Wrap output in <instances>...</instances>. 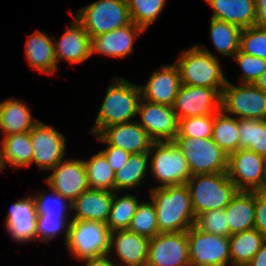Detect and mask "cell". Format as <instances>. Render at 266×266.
Returning a JSON list of instances; mask_svg holds the SVG:
<instances>
[{"mask_svg":"<svg viewBox=\"0 0 266 266\" xmlns=\"http://www.w3.org/2000/svg\"><path fill=\"white\" fill-rule=\"evenodd\" d=\"M74 17L90 38L131 23L127 0H98L77 10Z\"/></svg>","mask_w":266,"mask_h":266,"instance_id":"obj_7","label":"cell"},{"mask_svg":"<svg viewBox=\"0 0 266 266\" xmlns=\"http://www.w3.org/2000/svg\"><path fill=\"white\" fill-rule=\"evenodd\" d=\"M266 239L255 229L245 230L229 236L231 266H246Z\"/></svg>","mask_w":266,"mask_h":266,"instance_id":"obj_28","label":"cell"},{"mask_svg":"<svg viewBox=\"0 0 266 266\" xmlns=\"http://www.w3.org/2000/svg\"><path fill=\"white\" fill-rule=\"evenodd\" d=\"M37 211L32 196H27L11 205L5 220L6 230L21 243L36 239Z\"/></svg>","mask_w":266,"mask_h":266,"instance_id":"obj_21","label":"cell"},{"mask_svg":"<svg viewBox=\"0 0 266 266\" xmlns=\"http://www.w3.org/2000/svg\"><path fill=\"white\" fill-rule=\"evenodd\" d=\"M167 0H127L131 22L145 31L161 14Z\"/></svg>","mask_w":266,"mask_h":266,"instance_id":"obj_36","label":"cell"},{"mask_svg":"<svg viewBox=\"0 0 266 266\" xmlns=\"http://www.w3.org/2000/svg\"><path fill=\"white\" fill-rule=\"evenodd\" d=\"M213 9L211 18L245 29L256 25V0H206Z\"/></svg>","mask_w":266,"mask_h":266,"instance_id":"obj_24","label":"cell"},{"mask_svg":"<svg viewBox=\"0 0 266 266\" xmlns=\"http://www.w3.org/2000/svg\"><path fill=\"white\" fill-rule=\"evenodd\" d=\"M72 20L59 42L53 37L56 42L54 43L56 64L64 59L71 64H78L87 61L91 56L89 34L74 16Z\"/></svg>","mask_w":266,"mask_h":266,"instance_id":"obj_20","label":"cell"},{"mask_svg":"<svg viewBox=\"0 0 266 266\" xmlns=\"http://www.w3.org/2000/svg\"><path fill=\"white\" fill-rule=\"evenodd\" d=\"M67 216H37L36 218V240L44 241L46 245L49 244V240H53L57 234L64 232V242L66 243L69 235V227L71 219L68 221ZM66 227V228H65ZM65 229V231H64Z\"/></svg>","mask_w":266,"mask_h":266,"instance_id":"obj_39","label":"cell"},{"mask_svg":"<svg viewBox=\"0 0 266 266\" xmlns=\"http://www.w3.org/2000/svg\"><path fill=\"white\" fill-rule=\"evenodd\" d=\"M109 254H104L96 257H88L80 261L85 263V266H116L108 257Z\"/></svg>","mask_w":266,"mask_h":266,"instance_id":"obj_46","label":"cell"},{"mask_svg":"<svg viewBox=\"0 0 266 266\" xmlns=\"http://www.w3.org/2000/svg\"><path fill=\"white\" fill-rule=\"evenodd\" d=\"M143 32L142 27L131 22L113 31L91 38V56L94 53L109 57L125 58L133 52L135 39Z\"/></svg>","mask_w":266,"mask_h":266,"instance_id":"obj_19","label":"cell"},{"mask_svg":"<svg viewBox=\"0 0 266 266\" xmlns=\"http://www.w3.org/2000/svg\"><path fill=\"white\" fill-rule=\"evenodd\" d=\"M257 20L256 26L266 27V0H256Z\"/></svg>","mask_w":266,"mask_h":266,"instance_id":"obj_47","label":"cell"},{"mask_svg":"<svg viewBox=\"0 0 266 266\" xmlns=\"http://www.w3.org/2000/svg\"><path fill=\"white\" fill-rule=\"evenodd\" d=\"M172 107L178 120L215 114L221 109V94L214 88L181 84Z\"/></svg>","mask_w":266,"mask_h":266,"instance_id":"obj_13","label":"cell"},{"mask_svg":"<svg viewBox=\"0 0 266 266\" xmlns=\"http://www.w3.org/2000/svg\"><path fill=\"white\" fill-rule=\"evenodd\" d=\"M128 230L148 239L159 233L156 209L152 200L139 203Z\"/></svg>","mask_w":266,"mask_h":266,"instance_id":"obj_37","label":"cell"},{"mask_svg":"<svg viewBox=\"0 0 266 266\" xmlns=\"http://www.w3.org/2000/svg\"><path fill=\"white\" fill-rule=\"evenodd\" d=\"M225 212L230 235L254 228L255 191H238Z\"/></svg>","mask_w":266,"mask_h":266,"instance_id":"obj_26","label":"cell"},{"mask_svg":"<svg viewBox=\"0 0 266 266\" xmlns=\"http://www.w3.org/2000/svg\"><path fill=\"white\" fill-rule=\"evenodd\" d=\"M113 197V191L89 188L71 203V210H75L71 220L107 223Z\"/></svg>","mask_w":266,"mask_h":266,"instance_id":"obj_23","label":"cell"},{"mask_svg":"<svg viewBox=\"0 0 266 266\" xmlns=\"http://www.w3.org/2000/svg\"><path fill=\"white\" fill-rule=\"evenodd\" d=\"M139 86L141 99L172 107L181 86L179 68L176 64L161 66Z\"/></svg>","mask_w":266,"mask_h":266,"instance_id":"obj_18","label":"cell"},{"mask_svg":"<svg viewBox=\"0 0 266 266\" xmlns=\"http://www.w3.org/2000/svg\"><path fill=\"white\" fill-rule=\"evenodd\" d=\"M211 138L227 155L239 150V119L220 109L214 114Z\"/></svg>","mask_w":266,"mask_h":266,"instance_id":"obj_29","label":"cell"},{"mask_svg":"<svg viewBox=\"0 0 266 266\" xmlns=\"http://www.w3.org/2000/svg\"><path fill=\"white\" fill-rule=\"evenodd\" d=\"M51 171L53 173L45 182L70 203L89 189L85 164L81 159H63Z\"/></svg>","mask_w":266,"mask_h":266,"instance_id":"obj_16","label":"cell"},{"mask_svg":"<svg viewBox=\"0 0 266 266\" xmlns=\"http://www.w3.org/2000/svg\"><path fill=\"white\" fill-rule=\"evenodd\" d=\"M146 266H191L187 231L158 233L150 239Z\"/></svg>","mask_w":266,"mask_h":266,"instance_id":"obj_12","label":"cell"},{"mask_svg":"<svg viewBox=\"0 0 266 266\" xmlns=\"http://www.w3.org/2000/svg\"><path fill=\"white\" fill-rule=\"evenodd\" d=\"M227 174L239 191H261L266 184V158L248 149L232 152Z\"/></svg>","mask_w":266,"mask_h":266,"instance_id":"obj_11","label":"cell"},{"mask_svg":"<svg viewBox=\"0 0 266 266\" xmlns=\"http://www.w3.org/2000/svg\"><path fill=\"white\" fill-rule=\"evenodd\" d=\"M261 192L266 196V184L264 185L263 189L261 190Z\"/></svg>","mask_w":266,"mask_h":266,"instance_id":"obj_51","label":"cell"},{"mask_svg":"<svg viewBox=\"0 0 266 266\" xmlns=\"http://www.w3.org/2000/svg\"><path fill=\"white\" fill-rule=\"evenodd\" d=\"M139 203L140 201L137 200V197L131 193L118 196L117 191H115L111 203L109 218L106 223L110 232L128 230Z\"/></svg>","mask_w":266,"mask_h":266,"instance_id":"obj_34","label":"cell"},{"mask_svg":"<svg viewBox=\"0 0 266 266\" xmlns=\"http://www.w3.org/2000/svg\"><path fill=\"white\" fill-rule=\"evenodd\" d=\"M221 109L238 119L266 120V93L254 84L236 86L227 79L221 94Z\"/></svg>","mask_w":266,"mask_h":266,"instance_id":"obj_9","label":"cell"},{"mask_svg":"<svg viewBox=\"0 0 266 266\" xmlns=\"http://www.w3.org/2000/svg\"><path fill=\"white\" fill-rule=\"evenodd\" d=\"M0 172L6 167V162L4 159V152H3V145L2 142L0 143Z\"/></svg>","mask_w":266,"mask_h":266,"instance_id":"obj_50","label":"cell"},{"mask_svg":"<svg viewBox=\"0 0 266 266\" xmlns=\"http://www.w3.org/2000/svg\"><path fill=\"white\" fill-rule=\"evenodd\" d=\"M240 50L266 60V27L255 25L242 29Z\"/></svg>","mask_w":266,"mask_h":266,"instance_id":"obj_41","label":"cell"},{"mask_svg":"<svg viewBox=\"0 0 266 266\" xmlns=\"http://www.w3.org/2000/svg\"><path fill=\"white\" fill-rule=\"evenodd\" d=\"M84 164L90 189L114 192L115 172L100 151L84 160Z\"/></svg>","mask_w":266,"mask_h":266,"instance_id":"obj_35","label":"cell"},{"mask_svg":"<svg viewBox=\"0 0 266 266\" xmlns=\"http://www.w3.org/2000/svg\"><path fill=\"white\" fill-rule=\"evenodd\" d=\"M100 152L104 155L114 172L119 171L121 167L125 166L130 156V153L114 146H107L105 150Z\"/></svg>","mask_w":266,"mask_h":266,"instance_id":"obj_45","label":"cell"},{"mask_svg":"<svg viewBox=\"0 0 266 266\" xmlns=\"http://www.w3.org/2000/svg\"><path fill=\"white\" fill-rule=\"evenodd\" d=\"M150 239L129 230L110 233V251H115L121 264L126 266H146Z\"/></svg>","mask_w":266,"mask_h":266,"instance_id":"obj_22","label":"cell"},{"mask_svg":"<svg viewBox=\"0 0 266 266\" xmlns=\"http://www.w3.org/2000/svg\"><path fill=\"white\" fill-rule=\"evenodd\" d=\"M4 159L13 169L29 168L33 163V147L29 132L6 135L2 139Z\"/></svg>","mask_w":266,"mask_h":266,"instance_id":"obj_30","label":"cell"},{"mask_svg":"<svg viewBox=\"0 0 266 266\" xmlns=\"http://www.w3.org/2000/svg\"><path fill=\"white\" fill-rule=\"evenodd\" d=\"M241 31L238 26L211 18L210 38L217 52L224 56H234L240 50Z\"/></svg>","mask_w":266,"mask_h":266,"instance_id":"obj_32","label":"cell"},{"mask_svg":"<svg viewBox=\"0 0 266 266\" xmlns=\"http://www.w3.org/2000/svg\"><path fill=\"white\" fill-rule=\"evenodd\" d=\"M186 184L195 217L209 210L224 209L239 191L227 172L195 174Z\"/></svg>","mask_w":266,"mask_h":266,"instance_id":"obj_4","label":"cell"},{"mask_svg":"<svg viewBox=\"0 0 266 266\" xmlns=\"http://www.w3.org/2000/svg\"><path fill=\"white\" fill-rule=\"evenodd\" d=\"M150 195L156 209L159 233H178L194 226L196 217L187 184L153 187Z\"/></svg>","mask_w":266,"mask_h":266,"instance_id":"obj_1","label":"cell"},{"mask_svg":"<svg viewBox=\"0 0 266 266\" xmlns=\"http://www.w3.org/2000/svg\"><path fill=\"white\" fill-rule=\"evenodd\" d=\"M30 109L18 99H7L0 103V130L3 137L30 132L39 122L31 117Z\"/></svg>","mask_w":266,"mask_h":266,"instance_id":"obj_27","label":"cell"},{"mask_svg":"<svg viewBox=\"0 0 266 266\" xmlns=\"http://www.w3.org/2000/svg\"><path fill=\"white\" fill-rule=\"evenodd\" d=\"M149 166L148 153L130 154L125 166L115 172L114 192L138 188L145 179Z\"/></svg>","mask_w":266,"mask_h":266,"instance_id":"obj_31","label":"cell"},{"mask_svg":"<svg viewBox=\"0 0 266 266\" xmlns=\"http://www.w3.org/2000/svg\"><path fill=\"white\" fill-rule=\"evenodd\" d=\"M173 142L183 153L191 175L227 172L228 155L212 138L176 136Z\"/></svg>","mask_w":266,"mask_h":266,"instance_id":"obj_5","label":"cell"},{"mask_svg":"<svg viewBox=\"0 0 266 266\" xmlns=\"http://www.w3.org/2000/svg\"><path fill=\"white\" fill-rule=\"evenodd\" d=\"M95 139L106 146L121 148L130 154L148 153L154 142L138 122L130 121L105 127Z\"/></svg>","mask_w":266,"mask_h":266,"instance_id":"obj_17","label":"cell"},{"mask_svg":"<svg viewBox=\"0 0 266 266\" xmlns=\"http://www.w3.org/2000/svg\"><path fill=\"white\" fill-rule=\"evenodd\" d=\"M110 230L106 223L71 220L66 248L77 260L109 254Z\"/></svg>","mask_w":266,"mask_h":266,"instance_id":"obj_8","label":"cell"},{"mask_svg":"<svg viewBox=\"0 0 266 266\" xmlns=\"http://www.w3.org/2000/svg\"><path fill=\"white\" fill-rule=\"evenodd\" d=\"M246 266H266V241Z\"/></svg>","mask_w":266,"mask_h":266,"instance_id":"obj_48","label":"cell"},{"mask_svg":"<svg viewBox=\"0 0 266 266\" xmlns=\"http://www.w3.org/2000/svg\"><path fill=\"white\" fill-rule=\"evenodd\" d=\"M254 85L266 93V70L258 77Z\"/></svg>","mask_w":266,"mask_h":266,"instance_id":"obj_49","label":"cell"},{"mask_svg":"<svg viewBox=\"0 0 266 266\" xmlns=\"http://www.w3.org/2000/svg\"><path fill=\"white\" fill-rule=\"evenodd\" d=\"M51 193L47 196L46 192L39 191L34 196L32 195L37 216H68L67 210L71 211V203L52 188Z\"/></svg>","mask_w":266,"mask_h":266,"instance_id":"obj_38","label":"cell"},{"mask_svg":"<svg viewBox=\"0 0 266 266\" xmlns=\"http://www.w3.org/2000/svg\"><path fill=\"white\" fill-rule=\"evenodd\" d=\"M194 225L206 233L228 238L230 236L225 208L209 210L199 214Z\"/></svg>","mask_w":266,"mask_h":266,"instance_id":"obj_42","label":"cell"},{"mask_svg":"<svg viewBox=\"0 0 266 266\" xmlns=\"http://www.w3.org/2000/svg\"><path fill=\"white\" fill-rule=\"evenodd\" d=\"M248 149L266 158V120L239 119V150Z\"/></svg>","mask_w":266,"mask_h":266,"instance_id":"obj_33","label":"cell"},{"mask_svg":"<svg viewBox=\"0 0 266 266\" xmlns=\"http://www.w3.org/2000/svg\"><path fill=\"white\" fill-rule=\"evenodd\" d=\"M137 121L154 142L173 141L178 133V119L173 107L140 99Z\"/></svg>","mask_w":266,"mask_h":266,"instance_id":"obj_14","label":"cell"},{"mask_svg":"<svg viewBox=\"0 0 266 266\" xmlns=\"http://www.w3.org/2000/svg\"><path fill=\"white\" fill-rule=\"evenodd\" d=\"M141 99L140 86L122 78L108 86L91 133L98 135L105 127L133 121Z\"/></svg>","mask_w":266,"mask_h":266,"instance_id":"obj_2","label":"cell"},{"mask_svg":"<svg viewBox=\"0 0 266 266\" xmlns=\"http://www.w3.org/2000/svg\"><path fill=\"white\" fill-rule=\"evenodd\" d=\"M254 228L266 239V196L261 191H255Z\"/></svg>","mask_w":266,"mask_h":266,"instance_id":"obj_44","label":"cell"},{"mask_svg":"<svg viewBox=\"0 0 266 266\" xmlns=\"http://www.w3.org/2000/svg\"><path fill=\"white\" fill-rule=\"evenodd\" d=\"M214 125V114L205 116L186 117L178 120L176 136L192 138H211Z\"/></svg>","mask_w":266,"mask_h":266,"instance_id":"obj_40","label":"cell"},{"mask_svg":"<svg viewBox=\"0 0 266 266\" xmlns=\"http://www.w3.org/2000/svg\"><path fill=\"white\" fill-rule=\"evenodd\" d=\"M54 40L45 33L36 31L30 36L25 44V56L28 65L33 70L48 75L55 74L58 69L55 57Z\"/></svg>","mask_w":266,"mask_h":266,"instance_id":"obj_25","label":"cell"},{"mask_svg":"<svg viewBox=\"0 0 266 266\" xmlns=\"http://www.w3.org/2000/svg\"><path fill=\"white\" fill-rule=\"evenodd\" d=\"M29 136L33 147V163L39 170H51L64 159L66 139L53 127L38 122Z\"/></svg>","mask_w":266,"mask_h":266,"instance_id":"obj_15","label":"cell"},{"mask_svg":"<svg viewBox=\"0 0 266 266\" xmlns=\"http://www.w3.org/2000/svg\"><path fill=\"white\" fill-rule=\"evenodd\" d=\"M148 156L150 172L160 183L159 188L186 184L192 176L183 153L173 141L153 142Z\"/></svg>","mask_w":266,"mask_h":266,"instance_id":"obj_6","label":"cell"},{"mask_svg":"<svg viewBox=\"0 0 266 266\" xmlns=\"http://www.w3.org/2000/svg\"><path fill=\"white\" fill-rule=\"evenodd\" d=\"M204 47L193 46L177 57L175 64L180 71L181 84L210 87L222 94L227 78L222 73L219 60Z\"/></svg>","mask_w":266,"mask_h":266,"instance_id":"obj_3","label":"cell"},{"mask_svg":"<svg viewBox=\"0 0 266 266\" xmlns=\"http://www.w3.org/2000/svg\"><path fill=\"white\" fill-rule=\"evenodd\" d=\"M191 266L231 265L229 238L199 230L195 225L187 230Z\"/></svg>","mask_w":266,"mask_h":266,"instance_id":"obj_10","label":"cell"},{"mask_svg":"<svg viewBox=\"0 0 266 266\" xmlns=\"http://www.w3.org/2000/svg\"><path fill=\"white\" fill-rule=\"evenodd\" d=\"M242 70L241 83L254 84L258 77L266 70V60L252 56L239 50L234 56Z\"/></svg>","mask_w":266,"mask_h":266,"instance_id":"obj_43","label":"cell"}]
</instances>
